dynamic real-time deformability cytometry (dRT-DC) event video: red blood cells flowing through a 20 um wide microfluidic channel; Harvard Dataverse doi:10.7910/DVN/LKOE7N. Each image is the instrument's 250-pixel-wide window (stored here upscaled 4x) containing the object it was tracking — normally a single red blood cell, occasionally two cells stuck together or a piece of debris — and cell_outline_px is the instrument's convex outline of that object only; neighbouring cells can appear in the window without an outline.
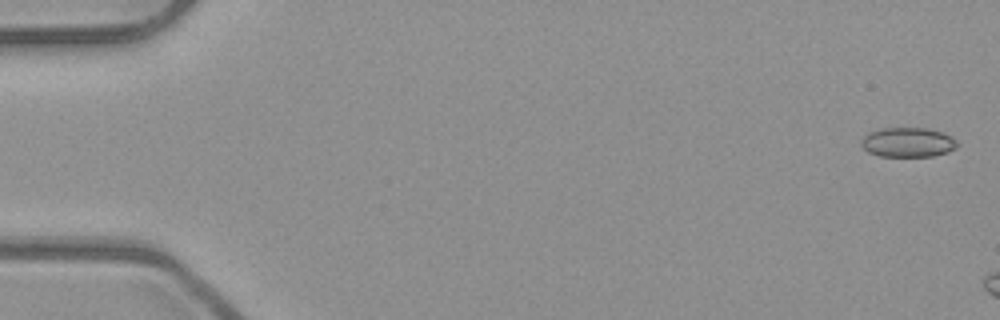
{"species": "common noctule bat (a hibernating species)", "species_latin": "Nyctalus noctula", "temperature_condition": "room temperature", "stored_images_in_passage": 7, "camera_frame_rate_fps": 3000, "um_per_image_px": 0.085, "animal": {"sex": "male", "body_mass_g": 23.1, "forearm_length_mm": 52.7}, "frame": {"image": 1, "passage_image": 1, "time_ms": 0.0, "image_size_px": [1000, 320], "cell_outline_px": [[956, 148], [948, 152], [932, 156], [880, 156], [868, 152], [860, 144], [860, 140], [864, 136], [872, 132], [884, 128], [928, 128], [944, 132], [952, 136], [956, 140]], "centroid_in_image_um": [77.19, 12.09], "position_along_channel_um": 7.8, "area_um2": 16.53}}
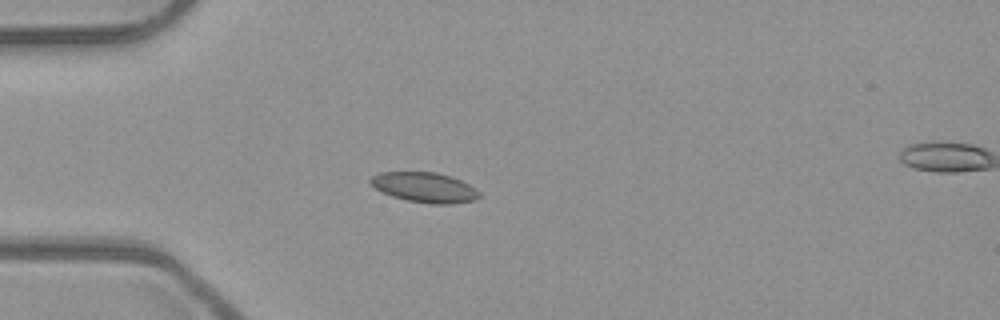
{"frame": {"image": 2, "passage_image": 6, "time_ms": 1.667, "image_size_px": [1000, 320], "cell_outline_px": [[480, 196], [476, 200], [452, 204], [432, 204], [408, 200], [392, 196], [376, 188], [368, 180], [372, 176], [380, 172], [436, 172], [452, 176], [476, 188], [480, 192]], "centroid_in_image_um": [36.13, 15.92], "position_along_channel_um": 48.9, "area_um2": 19.02}}